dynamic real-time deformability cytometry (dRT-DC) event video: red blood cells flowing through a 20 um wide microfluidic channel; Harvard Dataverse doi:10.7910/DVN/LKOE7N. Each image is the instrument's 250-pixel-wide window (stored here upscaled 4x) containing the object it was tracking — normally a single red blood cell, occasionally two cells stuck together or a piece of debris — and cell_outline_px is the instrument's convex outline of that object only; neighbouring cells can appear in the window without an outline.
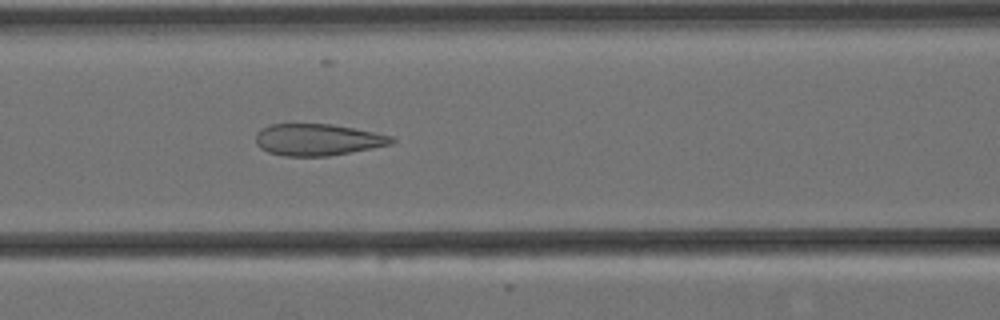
{"species": "Egyptian fruit bat (a non-hibernating species)", "species_latin": "Rousettus aegyptiacus", "temperature_condition": "cold", "stored_images_in_passage": 6, "camera_frame_rate_fps": 3000, "um_per_image_px": 0.085, "animal": {"sex": "female"}, "frame": {"image": 1, "passage_image": 6, "time_ms": 1.667, "image_size_px": [1000, 320], "cell_outline_px": [[396, 140], [392, 144], [372, 148], [328, 156], [284, 156], [268, 152], [260, 148], [256, 144], [256, 132], [260, 128], [272, 124], [332, 124], [392, 136]], "centroid_in_image_um": [26.96, 11.87], "position_along_channel_um": 139.6, "area_um2": 25.03}}